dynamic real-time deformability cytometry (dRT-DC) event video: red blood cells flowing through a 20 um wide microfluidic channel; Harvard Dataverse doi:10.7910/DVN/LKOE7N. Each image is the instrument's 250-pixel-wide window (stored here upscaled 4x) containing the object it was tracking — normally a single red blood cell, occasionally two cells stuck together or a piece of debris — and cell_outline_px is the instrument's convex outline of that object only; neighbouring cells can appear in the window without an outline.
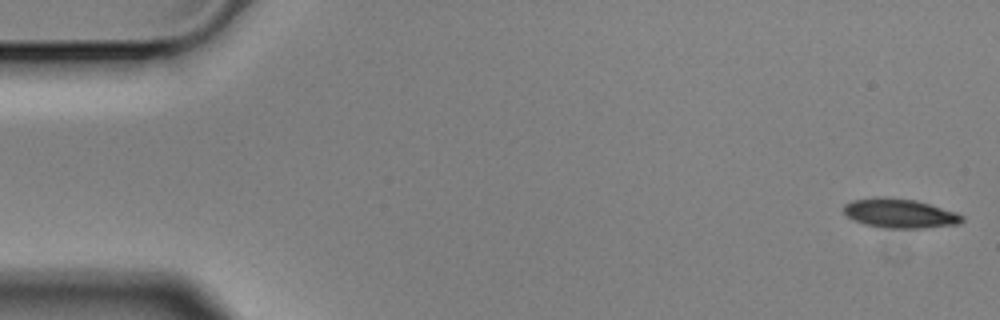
{"species": "Egyptian fruit bat (a non-hibernating species)", "species_latin": "Rousettus aegyptiacus", "temperature_condition": "cold", "stored_images_in_passage": 5, "camera_frame_rate_fps": 3000, "um_per_image_px": 0.085, "animal": {"sex": "male"}, "frame": {"image": 1, "passage_image": 1, "time_ms": 0.0, "image_size_px": [1000, 320], "cell_outline_px": [[964, 220], [956, 224], [920, 228], [888, 228], [868, 224], [856, 220], [848, 216], [844, 212], [844, 204], [852, 200], [876, 196], [884, 196], [916, 200], [956, 212], [964, 216]], "centroid_in_image_um": [76.48, 18.11], "position_along_channel_um": 8.5, "area_um2": 20.0}}
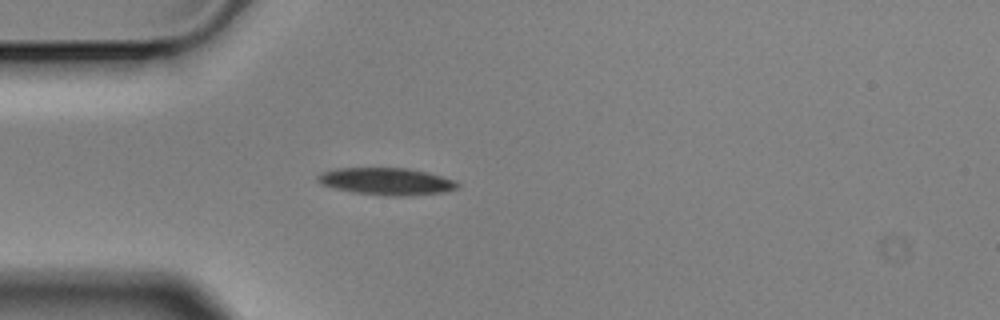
{"frame": {"image": 2, "passage_image": 5, "time_ms": 1.333, "image_size_px": [1000, 320], "cell_outline_px": [[460, 184], [456, 188], [444, 192], [400, 196], [356, 192], [336, 188], [320, 184], [316, 180], [316, 176], [320, 172], [336, 168], [408, 168], [428, 172], [456, 180]], "centroid_in_image_um": [32.84, 15.39], "position_along_channel_um": 52.2, "area_um2": 21.91}}